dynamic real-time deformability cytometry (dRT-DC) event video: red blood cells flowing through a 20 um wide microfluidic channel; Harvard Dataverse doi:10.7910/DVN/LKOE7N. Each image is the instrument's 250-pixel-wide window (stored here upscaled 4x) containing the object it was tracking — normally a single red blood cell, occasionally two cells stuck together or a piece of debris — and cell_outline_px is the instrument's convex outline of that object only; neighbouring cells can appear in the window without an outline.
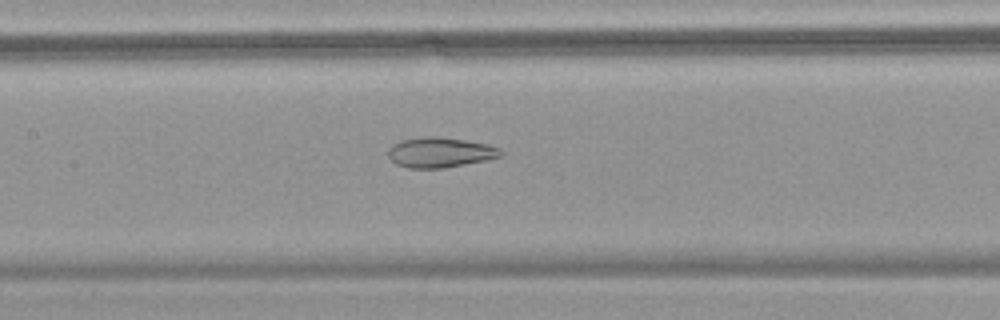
{"species": "common noctule bat (a hibernating species)", "species_latin": "Nyctalus noctula", "temperature_condition": "warm", "stored_images_in_passage": 49, "camera_frame_rate_fps": 3000, "um_per_image_px": 0.085, "animal": {"sex": "female", "body_mass_g": 18.4}, "frame": {"image": 1, "passage_image": 20, "time_ms": 6.333, "image_size_px": [1000, 320], "cell_outline_px": [[504, 152], [500, 156], [484, 160], [444, 168], [408, 168], [396, 164], [388, 156], [388, 148], [392, 144], [400, 140], [424, 136], [432, 136], [464, 140], [488, 144], [500, 148]], "centroid_in_image_um": [37.37, 12.95], "position_along_channel_um": 170.0, "area_um2": 19.71}}
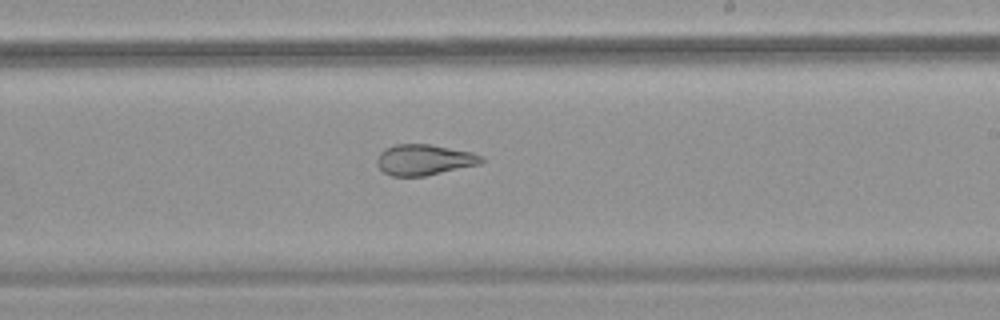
{"frame": {"image": 2, "passage_image": 27, "time_ms": 8.667, "image_size_px": [1000, 320], "cell_outline_px": [[484, 160], [480, 164], [424, 176], [392, 176], [384, 172], [376, 164], [376, 160], [380, 152], [384, 148], [392, 144], [428, 144], [472, 152], [484, 156]], "centroid_in_image_um": [36.03, 13.57], "position_along_channel_um": 253.0, "area_um2": 18.79}}
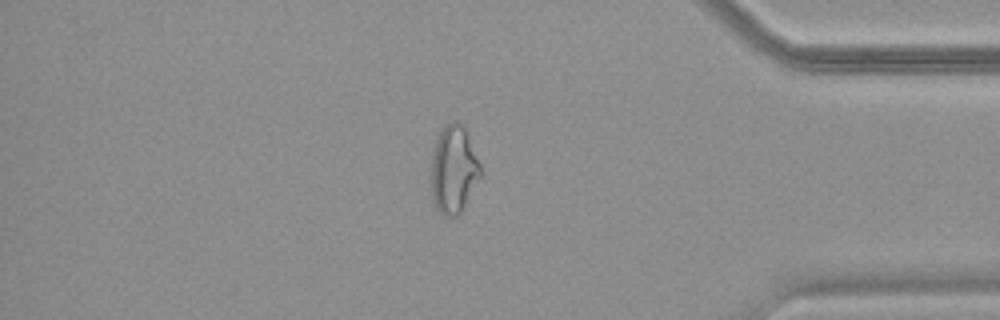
{"frame": {"image": 3, "passage_image": 41, "time_ms": 13.333, "image_size_px": [1000, 320], "cell_outline_px": [[480, 176], [460, 212], [456, 216], [444, 216], [436, 208], [432, 196], [432, 152], [436, 140], [444, 124], [452, 120], [456, 120], [464, 124], [480, 164]], "centroid_in_image_um": [38.55, 14.34], "position_along_channel_um": 396.7, "area_um2": 24.97}, "authors_computed_cell_mechanics": {"area_um2": 24.565, "velocity_mm_per_s": 3.582, "shape_relaxation_time_tau1_ms": null, "shape_relaxation_time_tau2_ms": 2.0764, "deformation_change_tau1": null, "deformation_change_tau2": 0.1004}}